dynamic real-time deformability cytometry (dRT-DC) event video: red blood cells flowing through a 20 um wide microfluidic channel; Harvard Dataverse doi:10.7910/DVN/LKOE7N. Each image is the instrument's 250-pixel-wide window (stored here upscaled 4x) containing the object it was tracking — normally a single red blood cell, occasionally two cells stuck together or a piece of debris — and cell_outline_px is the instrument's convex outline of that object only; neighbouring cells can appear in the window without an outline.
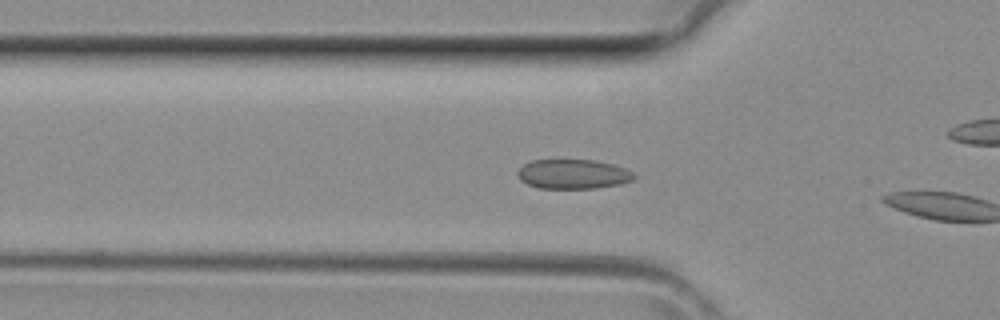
{"species": "common noctule bat (a hibernating species)", "species_latin": "Nyctalus noctula", "temperature_condition": "room temperature", "stored_images_in_passage": 6, "camera_frame_rate_fps": 3000, "um_per_image_px": 0.085, "animal": {"sex": "female", "body_mass_g": 29.2, "forearm_length_mm": 56.3}, "frame": {"image": 1, "passage_image": 4, "time_ms": 1.0, "image_size_px": [1000, 320], "cell_outline_px": [[636, 176], [632, 180], [620, 184], [596, 188], [540, 188], [528, 184], [520, 180], [516, 176], [516, 172], [524, 164], [532, 160], [596, 160], [612, 164], [624, 168], [632, 172]], "centroid_in_image_um": [48.69, 14.8], "position_along_channel_um": 77.1, "area_um2": 20.0}}